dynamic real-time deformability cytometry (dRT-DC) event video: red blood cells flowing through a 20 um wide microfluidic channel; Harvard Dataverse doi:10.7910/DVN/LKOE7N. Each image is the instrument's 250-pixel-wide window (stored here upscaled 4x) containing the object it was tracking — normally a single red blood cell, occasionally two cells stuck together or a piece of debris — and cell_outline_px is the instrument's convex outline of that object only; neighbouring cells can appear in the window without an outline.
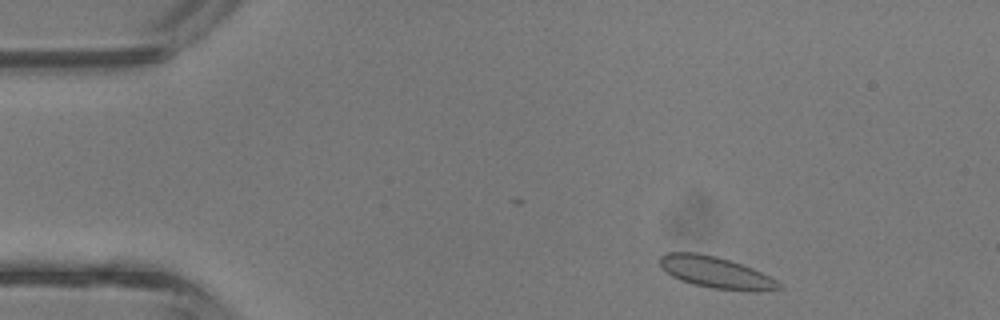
{"species": "common noctule bat (a hibernating species)", "species_latin": "Nyctalus noctula", "temperature_condition": "room temperature", "stored_images_in_passage": 4, "camera_frame_rate_fps": 3000, "um_per_image_px": 0.085, "animal": {"sex": "male", "body_mass_g": 13.3}, "frame": {"image": 1, "passage_image": 1, "time_ms": 0.0, "image_size_px": [1000, 320], "cell_outline_px": [[784, 288], [748, 292], [712, 288], [692, 284], [680, 280], [672, 276], [660, 268], [660, 256], [668, 252], [696, 252], [716, 256], [752, 268], [776, 280]], "centroid_in_image_um": [60.81, 23.16], "position_along_channel_um": 24.2, "area_um2": 21.85}}
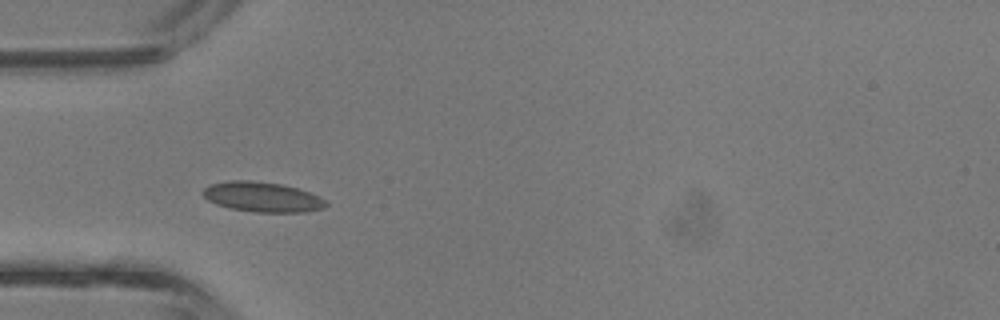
{"frame": {"image": 2, "passage_image": 3, "time_ms": 0.667, "image_size_px": [1000, 320], "cell_outline_px": [[328, 204], [324, 208], [304, 212], [256, 212], [228, 208], [216, 204], [208, 200], [200, 192], [204, 188], [212, 184], [232, 180], [252, 180], [280, 184], [296, 188], [308, 192], [324, 200]], "centroid_in_image_um": [22.25, 16.74], "position_along_channel_um": 62.7, "area_um2": 21.33}}
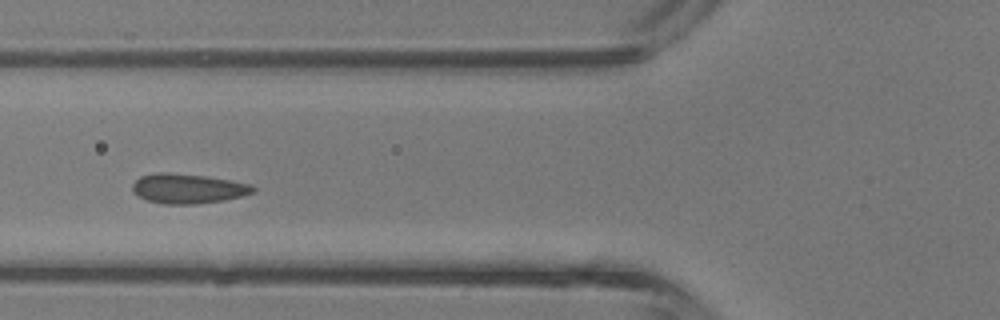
{"frame": {"image": 3, "passage_image": 4, "time_ms": 1.0, "image_size_px": [1000, 320], "cell_outline_px": [[256, 192], [224, 200], [196, 204], [164, 204], [148, 200], [132, 192], [132, 184], [140, 176], [156, 172], [164, 172], [204, 176], [252, 184], [256, 188]], "centroid_in_image_um": [15.97, 16.03], "position_along_channel_um": 109.8, "area_um2": 20.81}}